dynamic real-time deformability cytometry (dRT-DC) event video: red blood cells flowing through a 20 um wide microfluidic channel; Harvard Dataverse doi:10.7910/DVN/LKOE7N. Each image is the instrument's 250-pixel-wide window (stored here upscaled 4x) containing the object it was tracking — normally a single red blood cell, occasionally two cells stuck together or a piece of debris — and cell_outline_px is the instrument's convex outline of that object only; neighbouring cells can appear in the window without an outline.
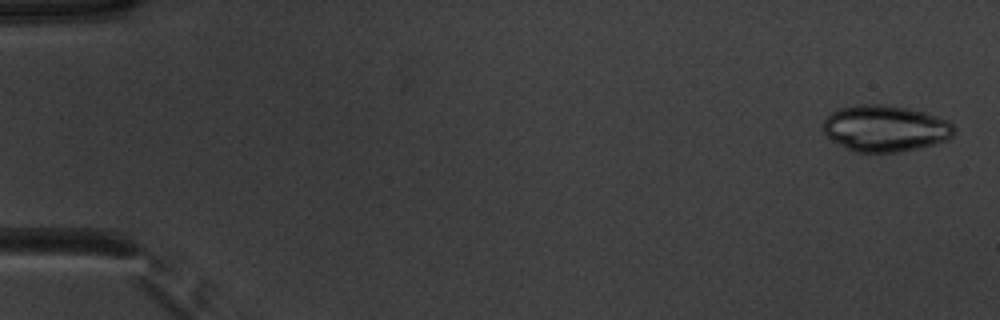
{"species": "common noctule bat (a hibernating species)", "species_latin": "Nyctalus noctula", "temperature_condition": "warm", "stored_images_in_passage": 52, "camera_frame_rate_fps": 3000, "um_per_image_px": 0.085, "animal": {"sex": "male", "body_mass_g": 20.1, "forearm_length_mm": 53.5}, "frame": {"image": 1, "passage_image": 2, "time_ms": 0.333, "image_size_px": [1000, 320], "cell_outline_px": [[956, 128], [952, 136], [948, 140], [920, 148], [900, 152], [852, 152], [832, 140], [820, 128], [824, 120], [832, 112], [840, 108], [856, 104], [884, 104], [908, 108], [924, 112], [948, 120]], "centroid_in_image_um": [75.24, 10.92], "position_along_channel_um": 9.8, "area_um2": 35.72}}
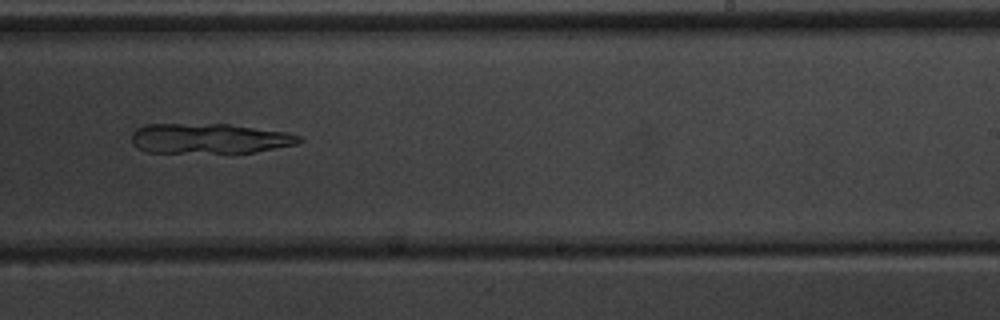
{"frame": {"image": 2, "passage_image": 33, "time_ms": 10.667, "image_size_px": [1000, 320], "cell_outline_px": [[304, 140], [296, 144], [256, 152], [148, 152], [136, 148], [132, 144], [132, 132], [136, 128], [144, 124], [228, 124], [288, 132], [300, 136]], "centroid_in_image_um": [17.79, 11.76], "position_along_channel_um": 271.2, "area_um2": 29.42}}
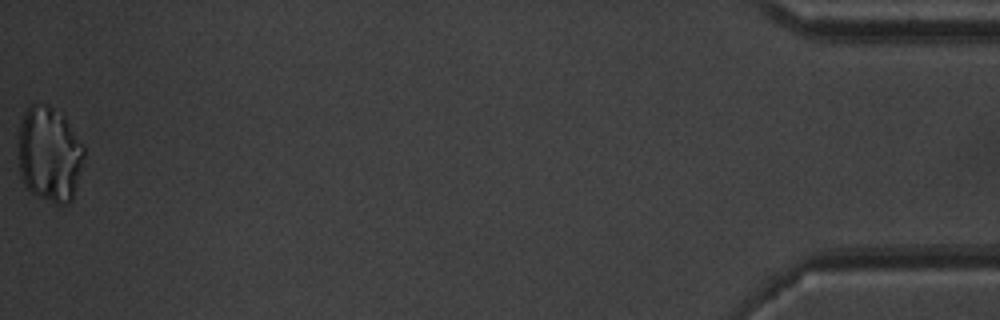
{"frame": {"image": 3, "passage_image": 52, "time_ms": 17.0, "image_size_px": [1000, 320], "cell_outline_px": [[84, 156], [72, 200], [68, 204], [56, 204], [36, 196], [24, 184], [20, 172], [20, 124], [24, 112], [32, 104], [48, 104], [64, 116], [84, 144]], "centroid_in_image_um": [4.22, 13.11], "position_along_channel_um": 431.0, "area_um2": 36.3}}